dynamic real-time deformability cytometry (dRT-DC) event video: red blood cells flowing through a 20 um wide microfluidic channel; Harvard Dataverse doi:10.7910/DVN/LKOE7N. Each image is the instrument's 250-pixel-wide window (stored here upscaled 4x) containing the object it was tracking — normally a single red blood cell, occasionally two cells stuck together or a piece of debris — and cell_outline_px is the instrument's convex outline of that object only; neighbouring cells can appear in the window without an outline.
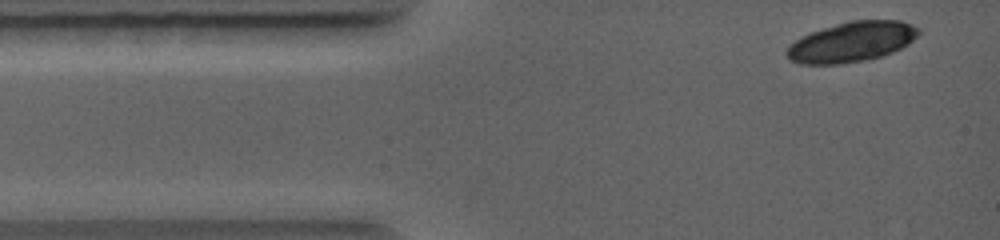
{"species": "common noctule bat (a hibernating species)", "species_latin": "Nyctalus noctula", "temperature_condition": "warm", "stored_images_in_passage": 8, "camera_frame_rate_fps": 5000, "um_per_image_px": 0.085, "animal": {"sex": "female", "body_mass_g": 19.0, "forearm_length_mm": 56.7}, "frame": {"image": 1, "passage_image": 2, "time_ms": 0.2, "image_size_px": [1000, 240], "cell_outline_px": [[920, 32], [908, 44], [892, 52], [880, 56], [864, 60], [836, 64], [800, 64], [788, 60], [784, 52], [796, 40], [812, 32], [836, 24], [852, 20], [900, 20], [912, 24], [920, 28]], "centroid_in_image_um": [72.4, 3.56], "position_along_channel_um": 12.6, "area_um2": 30.52}}